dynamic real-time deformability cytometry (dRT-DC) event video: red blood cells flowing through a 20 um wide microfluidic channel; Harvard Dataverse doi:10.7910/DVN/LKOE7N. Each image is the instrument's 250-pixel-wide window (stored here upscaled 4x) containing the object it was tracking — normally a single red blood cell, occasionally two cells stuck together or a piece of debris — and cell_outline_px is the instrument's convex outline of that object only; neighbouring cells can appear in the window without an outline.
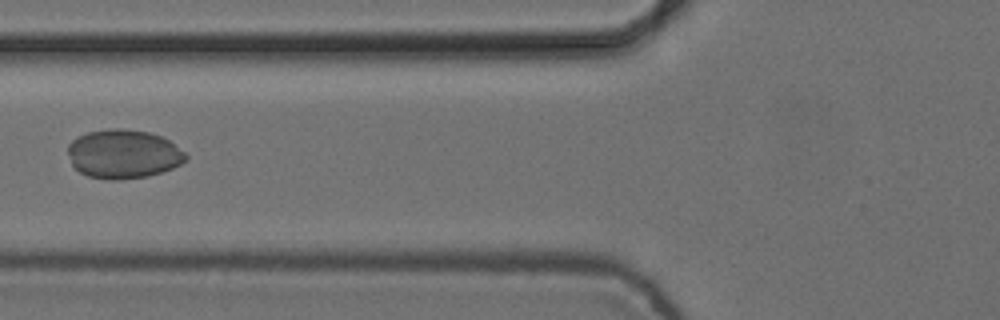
{"species": "common noctule bat (a hibernating species)", "species_latin": "Nyctalus noctula", "temperature_condition": "cold", "stored_images_in_passage": 7, "camera_frame_rate_fps": 3000, "um_per_image_px": 0.085, "animal": {"sex": "female", "body_mass_g": 24.6, "forearm_length_mm": 56.2}, "frame": {"image": 1, "passage_image": 7, "time_ms": 2.0, "image_size_px": [1000, 320], "cell_outline_px": [[188, 160], [172, 168], [148, 176], [116, 180], [108, 180], [88, 176], [80, 172], [72, 164], [68, 152], [68, 144], [72, 140], [88, 132], [108, 128], [124, 128], [148, 132], [160, 136], [168, 140], [184, 152], [188, 156]], "centroid_in_image_um": [10.48, 13.09], "position_along_channel_um": 115.3, "area_um2": 33.52}}